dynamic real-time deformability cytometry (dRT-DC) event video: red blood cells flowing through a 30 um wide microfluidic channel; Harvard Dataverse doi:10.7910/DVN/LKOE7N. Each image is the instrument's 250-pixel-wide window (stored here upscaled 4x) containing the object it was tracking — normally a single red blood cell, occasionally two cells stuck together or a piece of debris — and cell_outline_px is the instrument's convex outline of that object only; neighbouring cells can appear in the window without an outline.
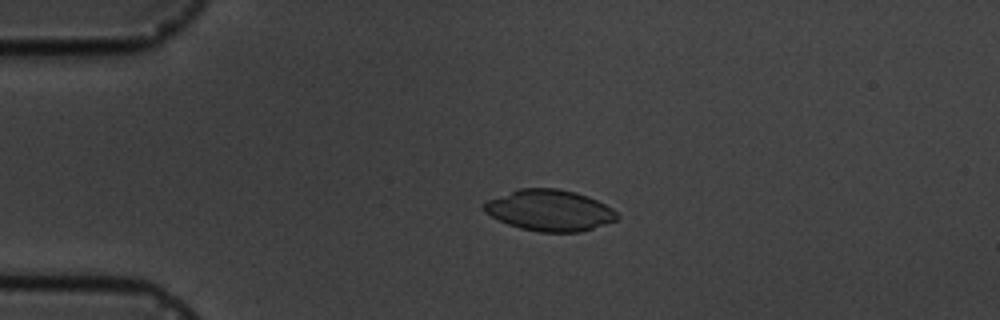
{"species": "common noctule bat (a hibernating species)", "species_latin": "Nyctalus noctula", "temperature_condition": "cold", "stored_images_in_passage": 5, "camera_frame_rate_fps": 3000, "um_per_image_px": 0.085, "animal": {"sex": "male", "body_mass_g": 19.5, "forearm_length_mm": 54.6}, "frame": {"image": 1, "passage_image": 4, "time_ms": 3.667, "image_size_px": [1000, 320], "cell_outline_px": [[620, 216], [616, 220], [580, 232], [540, 232], [520, 228], [508, 224], [484, 212], [484, 204], [488, 200], [520, 188], [556, 188], [576, 192], [588, 196], [612, 208]], "centroid_in_image_um": [46.73, 17.88], "position_along_channel_um": 38.3, "area_um2": 31.62}}